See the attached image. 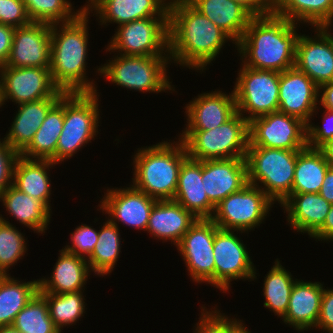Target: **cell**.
Masks as SVG:
<instances>
[{
  "mask_svg": "<svg viewBox=\"0 0 333 333\" xmlns=\"http://www.w3.org/2000/svg\"><path fill=\"white\" fill-rule=\"evenodd\" d=\"M169 56L171 63L204 72L233 40L187 0H170L168 7Z\"/></svg>",
  "mask_w": 333,
  "mask_h": 333,
  "instance_id": "obj_1",
  "label": "cell"
},
{
  "mask_svg": "<svg viewBox=\"0 0 333 333\" xmlns=\"http://www.w3.org/2000/svg\"><path fill=\"white\" fill-rule=\"evenodd\" d=\"M298 24L274 11L253 16L235 44L242 65L283 72L295 67Z\"/></svg>",
  "mask_w": 333,
  "mask_h": 333,
  "instance_id": "obj_2",
  "label": "cell"
},
{
  "mask_svg": "<svg viewBox=\"0 0 333 333\" xmlns=\"http://www.w3.org/2000/svg\"><path fill=\"white\" fill-rule=\"evenodd\" d=\"M88 15L90 13L84 9L72 21L51 25L49 69L53 83L65 93L98 91L94 79L86 78Z\"/></svg>",
  "mask_w": 333,
  "mask_h": 333,
  "instance_id": "obj_3",
  "label": "cell"
},
{
  "mask_svg": "<svg viewBox=\"0 0 333 333\" xmlns=\"http://www.w3.org/2000/svg\"><path fill=\"white\" fill-rule=\"evenodd\" d=\"M133 157L131 184L157 201L173 200L182 162L188 157L184 143L163 141L138 148Z\"/></svg>",
  "mask_w": 333,
  "mask_h": 333,
  "instance_id": "obj_4",
  "label": "cell"
},
{
  "mask_svg": "<svg viewBox=\"0 0 333 333\" xmlns=\"http://www.w3.org/2000/svg\"><path fill=\"white\" fill-rule=\"evenodd\" d=\"M179 139L194 160L245 158L249 146V122L236 112L211 130H182Z\"/></svg>",
  "mask_w": 333,
  "mask_h": 333,
  "instance_id": "obj_5",
  "label": "cell"
},
{
  "mask_svg": "<svg viewBox=\"0 0 333 333\" xmlns=\"http://www.w3.org/2000/svg\"><path fill=\"white\" fill-rule=\"evenodd\" d=\"M106 64L97 67L99 75L109 82L138 92L161 93L175 91L169 81L170 56H125L116 55ZM167 68V69H166ZM173 86V87H172ZM166 90V91H165Z\"/></svg>",
  "mask_w": 333,
  "mask_h": 333,
  "instance_id": "obj_6",
  "label": "cell"
},
{
  "mask_svg": "<svg viewBox=\"0 0 333 333\" xmlns=\"http://www.w3.org/2000/svg\"><path fill=\"white\" fill-rule=\"evenodd\" d=\"M299 151L248 147L245 157L248 183L259 187L275 204L281 205L292 191Z\"/></svg>",
  "mask_w": 333,
  "mask_h": 333,
  "instance_id": "obj_7",
  "label": "cell"
},
{
  "mask_svg": "<svg viewBox=\"0 0 333 333\" xmlns=\"http://www.w3.org/2000/svg\"><path fill=\"white\" fill-rule=\"evenodd\" d=\"M98 93L64 94V124L56 147L57 165L97 136L101 112Z\"/></svg>",
  "mask_w": 333,
  "mask_h": 333,
  "instance_id": "obj_8",
  "label": "cell"
},
{
  "mask_svg": "<svg viewBox=\"0 0 333 333\" xmlns=\"http://www.w3.org/2000/svg\"><path fill=\"white\" fill-rule=\"evenodd\" d=\"M279 78L278 71L253 69L241 64L233 88L237 112L249 122L278 111Z\"/></svg>",
  "mask_w": 333,
  "mask_h": 333,
  "instance_id": "obj_9",
  "label": "cell"
},
{
  "mask_svg": "<svg viewBox=\"0 0 333 333\" xmlns=\"http://www.w3.org/2000/svg\"><path fill=\"white\" fill-rule=\"evenodd\" d=\"M107 51L125 56H169L168 17H149L117 26ZM167 54V55H166Z\"/></svg>",
  "mask_w": 333,
  "mask_h": 333,
  "instance_id": "obj_10",
  "label": "cell"
},
{
  "mask_svg": "<svg viewBox=\"0 0 333 333\" xmlns=\"http://www.w3.org/2000/svg\"><path fill=\"white\" fill-rule=\"evenodd\" d=\"M273 205L259 187L248 183L223 199L211 219L219 229L249 233L262 224Z\"/></svg>",
  "mask_w": 333,
  "mask_h": 333,
  "instance_id": "obj_11",
  "label": "cell"
},
{
  "mask_svg": "<svg viewBox=\"0 0 333 333\" xmlns=\"http://www.w3.org/2000/svg\"><path fill=\"white\" fill-rule=\"evenodd\" d=\"M218 229L211 218H198L176 246L193 282L215 287L213 243Z\"/></svg>",
  "mask_w": 333,
  "mask_h": 333,
  "instance_id": "obj_12",
  "label": "cell"
},
{
  "mask_svg": "<svg viewBox=\"0 0 333 333\" xmlns=\"http://www.w3.org/2000/svg\"><path fill=\"white\" fill-rule=\"evenodd\" d=\"M307 124L280 111L249 121V146L302 150L307 147Z\"/></svg>",
  "mask_w": 333,
  "mask_h": 333,
  "instance_id": "obj_13",
  "label": "cell"
},
{
  "mask_svg": "<svg viewBox=\"0 0 333 333\" xmlns=\"http://www.w3.org/2000/svg\"><path fill=\"white\" fill-rule=\"evenodd\" d=\"M233 230L215 232L213 254L215 263V288L229 292L232 281H254L256 269L241 237Z\"/></svg>",
  "mask_w": 333,
  "mask_h": 333,
  "instance_id": "obj_14",
  "label": "cell"
},
{
  "mask_svg": "<svg viewBox=\"0 0 333 333\" xmlns=\"http://www.w3.org/2000/svg\"><path fill=\"white\" fill-rule=\"evenodd\" d=\"M0 87L3 105L8 99L21 104L65 94L53 83L49 68L1 66Z\"/></svg>",
  "mask_w": 333,
  "mask_h": 333,
  "instance_id": "obj_15",
  "label": "cell"
},
{
  "mask_svg": "<svg viewBox=\"0 0 333 333\" xmlns=\"http://www.w3.org/2000/svg\"><path fill=\"white\" fill-rule=\"evenodd\" d=\"M106 191L98 205L103 215L107 213L109 220L117 226L121 222L130 228L146 231L151 209L157 200L131 184L129 187L108 188Z\"/></svg>",
  "mask_w": 333,
  "mask_h": 333,
  "instance_id": "obj_16",
  "label": "cell"
},
{
  "mask_svg": "<svg viewBox=\"0 0 333 333\" xmlns=\"http://www.w3.org/2000/svg\"><path fill=\"white\" fill-rule=\"evenodd\" d=\"M318 95L319 87L296 67L280 72L278 111L297 117L307 124L320 109L317 106Z\"/></svg>",
  "mask_w": 333,
  "mask_h": 333,
  "instance_id": "obj_17",
  "label": "cell"
},
{
  "mask_svg": "<svg viewBox=\"0 0 333 333\" xmlns=\"http://www.w3.org/2000/svg\"><path fill=\"white\" fill-rule=\"evenodd\" d=\"M50 49L51 25L31 22L14 29L10 54L3 66L49 68Z\"/></svg>",
  "mask_w": 333,
  "mask_h": 333,
  "instance_id": "obj_18",
  "label": "cell"
},
{
  "mask_svg": "<svg viewBox=\"0 0 333 333\" xmlns=\"http://www.w3.org/2000/svg\"><path fill=\"white\" fill-rule=\"evenodd\" d=\"M202 182L209 201L216 207L223 199L248 184L245 158L202 161Z\"/></svg>",
  "mask_w": 333,
  "mask_h": 333,
  "instance_id": "obj_19",
  "label": "cell"
},
{
  "mask_svg": "<svg viewBox=\"0 0 333 333\" xmlns=\"http://www.w3.org/2000/svg\"><path fill=\"white\" fill-rule=\"evenodd\" d=\"M313 29L316 35L310 37L300 33L298 37L295 67L319 87L333 80V45L319 27Z\"/></svg>",
  "mask_w": 333,
  "mask_h": 333,
  "instance_id": "obj_20",
  "label": "cell"
},
{
  "mask_svg": "<svg viewBox=\"0 0 333 333\" xmlns=\"http://www.w3.org/2000/svg\"><path fill=\"white\" fill-rule=\"evenodd\" d=\"M170 0H88L85 10L100 20V25L124 23L149 17H168ZM96 13V14H95Z\"/></svg>",
  "mask_w": 333,
  "mask_h": 333,
  "instance_id": "obj_21",
  "label": "cell"
},
{
  "mask_svg": "<svg viewBox=\"0 0 333 333\" xmlns=\"http://www.w3.org/2000/svg\"><path fill=\"white\" fill-rule=\"evenodd\" d=\"M194 98L185 106L187 124L184 130H211L237 112L233 90L225 94L218 89Z\"/></svg>",
  "mask_w": 333,
  "mask_h": 333,
  "instance_id": "obj_22",
  "label": "cell"
},
{
  "mask_svg": "<svg viewBox=\"0 0 333 333\" xmlns=\"http://www.w3.org/2000/svg\"><path fill=\"white\" fill-rule=\"evenodd\" d=\"M324 286L320 282L297 280L290 294L286 314L281 318L294 330L315 329L320 315Z\"/></svg>",
  "mask_w": 333,
  "mask_h": 333,
  "instance_id": "obj_23",
  "label": "cell"
},
{
  "mask_svg": "<svg viewBox=\"0 0 333 333\" xmlns=\"http://www.w3.org/2000/svg\"><path fill=\"white\" fill-rule=\"evenodd\" d=\"M202 181V161L187 157L180 167L173 200L196 218H212L216 207L209 201Z\"/></svg>",
  "mask_w": 333,
  "mask_h": 333,
  "instance_id": "obj_24",
  "label": "cell"
},
{
  "mask_svg": "<svg viewBox=\"0 0 333 333\" xmlns=\"http://www.w3.org/2000/svg\"><path fill=\"white\" fill-rule=\"evenodd\" d=\"M197 219L174 200L156 201L151 209L146 231L155 239L164 242L169 240L177 246Z\"/></svg>",
  "mask_w": 333,
  "mask_h": 333,
  "instance_id": "obj_25",
  "label": "cell"
},
{
  "mask_svg": "<svg viewBox=\"0 0 333 333\" xmlns=\"http://www.w3.org/2000/svg\"><path fill=\"white\" fill-rule=\"evenodd\" d=\"M51 277L38 280L39 293H70L83 290L91 275L86 259L61 249Z\"/></svg>",
  "mask_w": 333,
  "mask_h": 333,
  "instance_id": "obj_26",
  "label": "cell"
},
{
  "mask_svg": "<svg viewBox=\"0 0 333 333\" xmlns=\"http://www.w3.org/2000/svg\"><path fill=\"white\" fill-rule=\"evenodd\" d=\"M290 227L312 237L322 226L331 204L319 193L290 194L281 204Z\"/></svg>",
  "mask_w": 333,
  "mask_h": 333,
  "instance_id": "obj_27",
  "label": "cell"
},
{
  "mask_svg": "<svg viewBox=\"0 0 333 333\" xmlns=\"http://www.w3.org/2000/svg\"><path fill=\"white\" fill-rule=\"evenodd\" d=\"M61 97H49L34 102L18 104V111L4 140L21 153L33 140L49 110Z\"/></svg>",
  "mask_w": 333,
  "mask_h": 333,
  "instance_id": "obj_28",
  "label": "cell"
},
{
  "mask_svg": "<svg viewBox=\"0 0 333 333\" xmlns=\"http://www.w3.org/2000/svg\"><path fill=\"white\" fill-rule=\"evenodd\" d=\"M202 15L209 18L236 44L244 35L253 15L233 0H187Z\"/></svg>",
  "mask_w": 333,
  "mask_h": 333,
  "instance_id": "obj_29",
  "label": "cell"
},
{
  "mask_svg": "<svg viewBox=\"0 0 333 333\" xmlns=\"http://www.w3.org/2000/svg\"><path fill=\"white\" fill-rule=\"evenodd\" d=\"M0 202L17 222L44 235L50 224L52 210L42 201L11 185L0 195Z\"/></svg>",
  "mask_w": 333,
  "mask_h": 333,
  "instance_id": "obj_30",
  "label": "cell"
},
{
  "mask_svg": "<svg viewBox=\"0 0 333 333\" xmlns=\"http://www.w3.org/2000/svg\"><path fill=\"white\" fill-rule=\"evenodd\" d=\"M55 165L51 160L28 159L20 155L15 163L12 185L42 201L51 210L49 169Z\"/></svg>",
  "mask_w": 333,
  "mask_h": 333,
  "instance_id": "obj_31",
  "label": "cell"
},
{
  "mask_svg": "<svg viewBox=\"0 0 333 333\" xmlns=\"http://www.w3.org/2000/svg\"><path fill=\"white\" fill-rule=\"evenodd\" d=\"M64 124V95L49 110L30 144L20 153L28 159L56 163V147Z\"/></svg>",
  "mask_w": 333,
  "mask_h": 333,
  "instance_id": "obj_32",
  "label": "cell"
},
{
  "mask_svg": "<svg viewBox=\"0 0 333 333\" xmlns=\"http://www.w3.org/2000/svg\"><path fill=\"white\" fill-rule=\"evenodd\" d=\"M330 167L320 149L306 147L297 154L292 191L290 194L319 193Z\"/></svg>",
  "mask_w": 333,
  "mask_h": 333,
  "instance_id": "obj_33",
  "label": "cell"
},
{
  "mask_svg": "<svg viewBox=\"0 0 333 333\" xmlns=\"http://www.w3.org/2000/svg\"><path fill=\"white\" fill-rule=\"evenodd\" d=\"M273 11L296 24L319 27L333 22V0H273Z\"/></svg>",
  "mask_w": 333,
  "mask_h": 333,
  "instance_id": "obj_34",
  "label": "cell"
},
{
  "mask_svg": "<svg viewBox=\"0 0 333 333\" xmlns=\"http://www.w3.org/2000/svg\"><path fill=\"white\" fill-rule=\"evenodd\" d=\"M38 291V279L22 282L10 274L0 275V326L13 325L17 314Z\"/></svg>",
  "mask_w": 333,
  "mask_h": 333,
  "instance_id": "obj_35",
  "label": "cell"
},
{
  "mask_svg": "<svg viewBox=\"0 0 333 333\" xmlns=\"http://www.w3.org/2000/svg\"><path fill=\"white\" fill-rule=\"evenodd\" d=\"M105 223V224H104ZM101 225L98 241L87 259L90 269L98 276L110 275L121 252L120 230L109 218Z\"/></svg>",
  "mask_w": 333,
  "mask_h": 333,
  "instance_id": "obj_36",
  "label": "cell"
},
{
  "mask_svg": "<svg viewBox=\"0 0 333 333\" xmlns=\"http://www.w3.org/2000/svg\"><path fill=\"white\" fill-rule=\"evenodd\" d=\"M267 273L263 284V304L265 308L282 318L286 314L292 288L298 279H293V275L281 265L279 259L275 260Z\"/></svg>",
  "mask_w": 333,
  "mask_h": 333,
  "instance_id": "obj_37",
  "label": "cell"
},
{
  "mask_svg": "<svg viewBox=\"0 0 333 333\" xmlns=\"http://www.w3.org/2000/svg\"><path fill=\"white\" fill-rule=\"evenodd\" d=\"M83 292L84 290L62 294L40 293L46 299L49 315L60 332H63V327L75 325L84 317L86 304Z\"/></svg>",
  "mask_w": 333,
  "mask_h": 333,
  "instance_id": "obj_38",
  "label": "cell"
},
{
  "mask_svg": "<svg viewBox=\"0 0 333 333\" xmlns=\"http://www.w3.org/2000/svg\"><path fill=\"white\" fill-rule=\"evenodd\" d=\"M13 326L22 333H61L49 315L46 299L39 292L17 314Z\"/></svg>",
  "mask_w": 333,
  "mask_h": 333,
  "instance_id": "obj_39",
  "label": "cell"
},
{
  "mask_svg": "<svg viewBox=\"0 0 333 333\" xmlns=\"http://www.w3.org/2000/svg\"><path fill=\"white\" fill-rule=\"evenodd\" d=\"M70 0H23L31 22L57 24L72 21L84 9L85 5L74 11Z\"/></svg>",
  "mask_w": 333,
  "mask_h": 333,
  "instance_id": "obj_40",
  "label": "cell"
},
{
  "mask_svg": "<svg viewBox=\"0 0 333 333\" xmlns=\"http://www.w3.org/2000/svg\"><path fill=\"white\" fill-rule=\"evenodd\" d=\"M0 215V275H8V269L24 257L27 239L16 226Z\"/></svg>",
  "mask_w": 333,
  "mask_h": 333,
  "instance_id": "obj_41",
  "label": "cell"
},
{
  "mask_svg": "<svg viewBox=\"0 0 333 333\" xmlns=\"http://www.w3.org/2000/svg\"><path fill=\"white\" fill-rule=\"evenodd\" d=\"M98 234L99 231L95 228L81 224L77 226L75 231L70 235L71 245L66 244L65 248L63 247L62 249L87 260L98 241Z\"/></svg>",
  "mask_w": 333,
  "mask_h": 333,
  "instance_id": "obj_42",
  "label": "cell"
},
{
  "mask_svg": "<svg viewBox=\"0 0 333 333\" xmlns=\"http://www.w3.org/2000/svg\"><path fill=\"white\" fill-rule=\"evenodd\" d=\"M208 310L201 306L199 322L194 326L193 333H230V316L221 313L217 307Z\"/></svg>",
  "mask_w": 333,
  "mask_h": 333,
  "instance_id": "obj_43",
  "label": "cell"
},
{
  "mask_svg": "<svg viewBox=\"0 0 333 333\" xmlns=\"http://www.w3.org/2000/svg\"><path fill=\"white\" fill-rule=\"evenodd\" d=\"M322 127L312 121L307 123V146L320 149L325 143L333 139V111L324 108Z\"/></svg>",
  "mask_w": 333,
  "mask_h": 333,
  "instance_id": "obj_44",
  "label": "cell"
},
{
  "mask_svg": "<svg viewBox=\"0 0 333 333\" xmlns=\"http://www.w3.org/2000/svg\"><path fill=\"white\" fill-rule=\"evenodd\" d=\"M30 23L23 0H0V24L18 28Z\"/></svg>",
  "mask_w": 333,
  "mask_h": 333,
  "instance_id": "obj_45",
  "label": "cell"
},
{
  "mask_svg": "<svg viewBox=\"0 0 333 333\" xmlns=\"http://www.w3.org/2000/svg\"><path fill=\"white\" fill-rule=\"evenodd\" d=\"M20 153L0 139V195L12 185L15 163Z\"/></svg>",
  "mask_w": 333,
  "mask_h": 333,
  "instance_id": "obj_46",
  "label": "cell"
},
{
  "mask_svg": "<svg viewBox=\"0 0 333 333\" xmlns=\"http://www.w3.org/2000/svg\"><path fill=\"white\" fill-rule=\"evenodd\" d=\"M315 329L333 333V288L325 289L324 287L320 315Z\"/></svg>",
  "mask_w": 333,
  "mask_h": 333,
  "instance_id": "obj_47",
  "label": "cell"
},
{
  "mask_svg": "<svg viewBox=\"0 0 333 333\" xmlns=\"http://www.w3.org/2000/svg\"><path fill=\"white\" fill-rule=\"evenodd\" d=\"M14 27L0 24V67L5 65L10 54Z\"/></svg>",
  "mask_w": 333,
  "mask_h": 333,
  "instance_id": "obj_48",
  "label": "cell"
},
{
  "mask_svg": "<svg viewBox=\"0 0 333 333\" xmlns=\"http://www.w3.org/2000/svg\"><path fill=\"white\" fill-rule=\"evenodd\" d=\"M245 7L253 16L265 15L273 11V0H233Z\"/></svg>",
  "mask_w": 333,
  "mask_h": 333,
  "instance_id": "obj_49",
  "label": "cell"
},
{
  "mask_svg": "<svg viewBox=\"0 0 333 333\" xmlns=\"http://www.w3.org/2000/svg\"><path fill=\"white\" fill-rule=\"evenodd\" d=\"M316 239L315 241H333V204L329 209L328 214L326 215L323 226L312 236Z\"/></svg>",
  "mask_w": 333,
  "mask_h": 333,
  "instance_id": "obj_50",
  "label": "cell"
},
{
  "mask_svg": "<svg viewBox=\"0 0 333 333\" xmlns=\"http://www.w3.org/2000/svg\"><path fill=\"white\" fill-rule=\"evenodd\" d=\"M318 105L333 111V80L319 86Z\"/></svg>",
  "mask_w": 333,
  "mask_h": 333,
  "instance_id": "obj_51",
  "label": "cell"
},
{
  "mask_svg": "<svg viewBox=\"0 0 333 333\" xmlns=\"http://www.w3.org/2000/svg\"><path fill=\"white\" fill-rule=\"evenodd\" d=\"M319 194L330 204H333V167L328 168Z\"/></svg>",
  "mask_w": 333,
  "mask_h": 333,
  "instance_id": "obj_52",
  "label": "cell"
},
{
  "mask_svg": "<svg viewBox=\"0 0 333 333\" xmlns=\"http://www.w3.org/2000/svg\"><path fill=\"white\" fill-rule=\"evenodd\" d=\"M242 320L230 317V333H251Z\"/></svg>",
  "mask_w": 333,
  "mask_h": 333,
  "instance_id": "obj_53",
  "label": "cell"
},
{
  "mask_svg": "<svg viewBox=\"0 0 333 333\" xmlns=\"http://www.w3.org/2000/svg\"><path fill=\"white\" fill-rule=\"evenodd\" d=\"M320 150L323 152L330 167H333V139L325 143Z\"/></svg>",
  "mask_w": 333,
  "mask_h": 333,
  "instance_id": "obj_54",
  "label": "cell"
},
{
  "mask_svg": "<svg viewBox=\"0 0 333 333\" xmlns=\"http://www.w3.org/2000/svg\"><path fill=\"white\" fill-rule=\"evenodd\" d=\"M331 23H333V22L325 23V24L319 26V28L328 36L329 40L331 41V43L333 45V35L330 34L331 33L330 32L331 31V26H332Z\"/></svg>",
  "mask_w": 333,
  "mask_h": 333,
  "instance_id": "obj_55",
  "label": "cell"
},
{
  "mask_svg": "<svg viewBox=\"0 0 333 333\" xmlns=\"http://www.w3.org/2000/svg\"><path fill=\"white\" fill-rule=\"evenodd\" d=\"M0 333H22L16 329L13 325L0 326Z\"/></svg>",
  "mask_w": 333,
  "mask_h": 333,
  "instance_id": "obj_56",
  "label": "cell"
},
{
  "mask_svg": "<svg viewBox=\"0 0 333 333\" xmlns=\"http://www.w3.org/2000/svg\"><path fill=\"white\" fill-rule=\"evenodd\" d=\"M1 106H3V102H2L1 87H0V108Z\"/></svg>",
  "mask_w": 333,
  "mask_h": 333,
  "instance_id": "obj_57",
  "label": "cell"
}]
</instances>
